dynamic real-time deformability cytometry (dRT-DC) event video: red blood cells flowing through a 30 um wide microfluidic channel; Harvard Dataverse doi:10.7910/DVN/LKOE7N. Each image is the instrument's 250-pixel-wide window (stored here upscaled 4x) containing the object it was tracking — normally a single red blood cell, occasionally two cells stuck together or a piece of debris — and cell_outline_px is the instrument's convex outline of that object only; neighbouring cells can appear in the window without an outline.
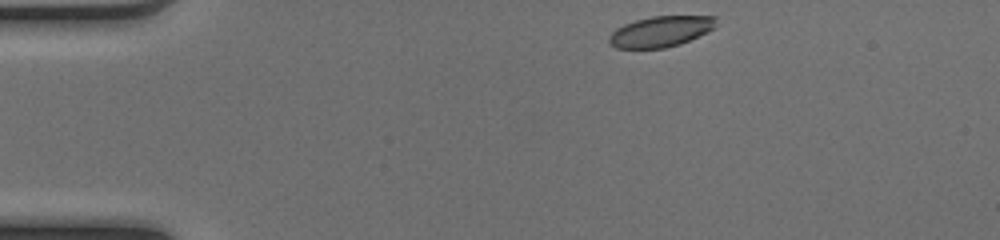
{"species": "common noctule bat (a hibernating species)", "species_latin": "Nyctalus noctula", "temperature_condition": "cold", "stored_images_in_passage": 42, "camera_frame_rate_fps": 3000, "um_per_image_px": 0.085, "animal": {"sex": "female", "body_mass_g": 17.0, "forearm_length_mm": 48.0}, "frame": {"image": 1, "passage_image": 1, "time_ms": 0.0, "image_size_px": [1000, 240], "cell_outline_px": [[716, 20], [712, 28], [680, 44], [664, 48], [616, 48], [608, 44], [608, 36], [616, 28], [624, 24], [636, 20], [652, 16], [716, 16]], "centroid_in_image_um": [56.07, 2.68], "position_along_channel_um": 28.9, "area_um2": 18.9}}
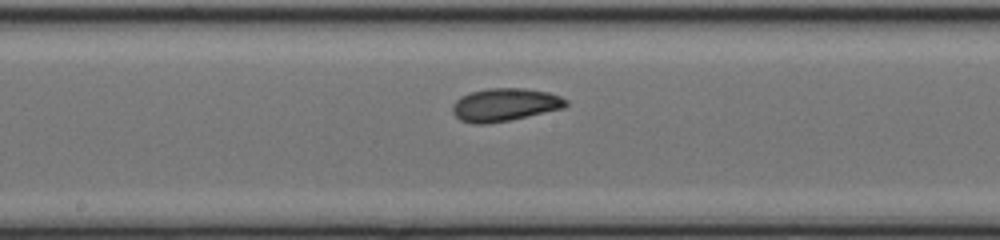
{"frame": {"image": 2, "passage_image": 19, "time_ms": 6.0, "image_size_px": [1000, 240], "cell_outline_px": [[568, 104], [564, 108], [508, 120], [488, 124], [472, 124], [460, 120], [452, 112], [452, 104], [460, 96], [472, 92], [488, 88], [524, 88], [548, 92], [560, 96], [568, 100]], "centroid_in_image_um": [42.89, 8.9], "position_along_channel_um": 205.3, "area_um2": 21.79}}
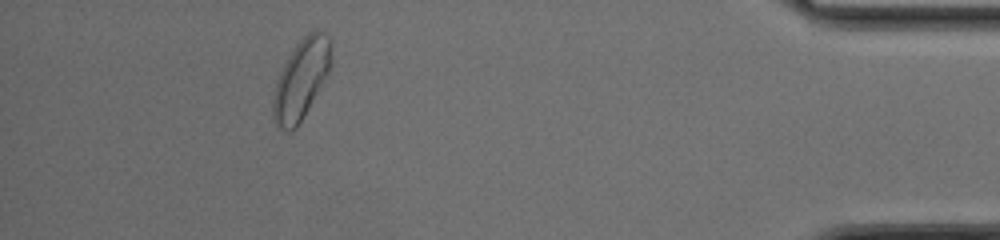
{"frame": {"image": 3, "passage_image": 38, "time_ms": 12.333, "image_size_px": [1000, 240], "cell_outline_px": [[332, 68], [296, 128], [288, 132], [280, 128], [276, 124], [272, 112], [272, 100], [276, 80], [288, 56], [296, 44], [308, 32], [316, 28], [324, 32], [332, 40]], "centroid_in_image_um": [25.63, 6.69], "position_along_channel_um": 409.6, "area_um2": 27.34}, "authors_computed_cell_mechanics": {"area_um2": 21.4438, "velocity_mm_per_s": 4.0934, "shape_relaxation_time_tau1_ms": 2.2827, "shape_relaxation_time_tau2_ms": 2.0099, "deformation_change_tau1": 0.1007, "deformation_change_tau2": 0.0758}}